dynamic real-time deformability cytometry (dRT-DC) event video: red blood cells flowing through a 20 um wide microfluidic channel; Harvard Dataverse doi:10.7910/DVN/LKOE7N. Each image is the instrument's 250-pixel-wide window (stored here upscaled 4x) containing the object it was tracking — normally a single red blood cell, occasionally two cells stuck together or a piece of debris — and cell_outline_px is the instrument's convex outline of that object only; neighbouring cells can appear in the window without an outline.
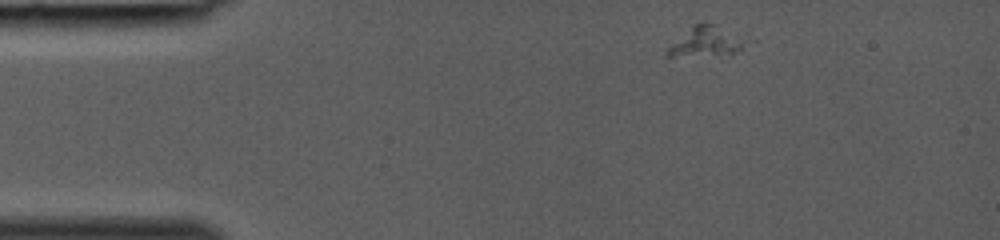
{"species": "common noctule bat (a hibernating species)", "species_latin": "Nyctalus noctula", "temperature_condition": "room temperature", "stored_images_in_passage": 34, "camera_frame_rate_fps": 3000, "um_per_image_px": 0.085, "animal": {"sex": "female", "body_mass_g": 19.0, "forearm_length_mm": 53.3}, "frame": {"image": 1, "passage_image": 1, "time_ms": 0.0, "image_size_px": [1000, 240], "cell_outline_px": [[748, 40], [732, 56], [668, 56], [664, 52], [672, 44], [696, 24], [704, 20], [748, 32]], "centroid_in_image_um": [60.24, 3.49], "position_along_channel_um": 24.8, "area_um2": 14.8}}
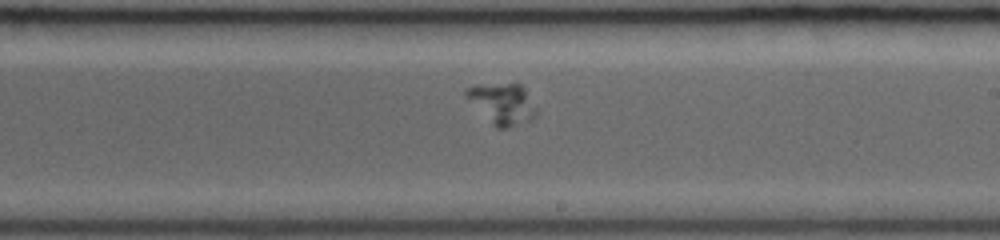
{"frame": {"image": 2, "passage_image": 19, "time_ms": 6.0, "image_size_px": [1000, 240], "cell_outline_px": [[536, 116], [532, 120], [508, 128], [496, 128], [464, 96], [464, 92], [468, 88], [476, 84], [520, 84], [524, 88], [536, 108]], "centroid_in_image_um": [42.69, 8.82], "position_along_channel_um": 246.3, "area_um2": 16.65}}
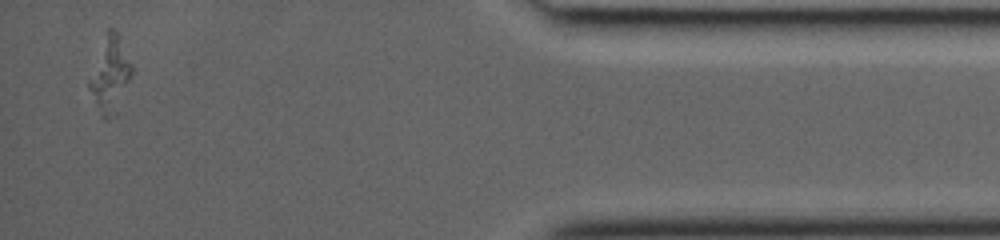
{"frame": {"image": 3, "passage_image": 33, "time_ms": 10.667, "image_size_px": [1000, 240], "cell_outline_px": [[132, 72], [116, 116], [108, 120], [104, 120], [100, 116], [88, 88], [88, 80], [108, 28], [112, 28], [120, 36], [132, 68]], "centroid_in_image_um": [9.34, 6.44], "position_along_channel_um": 425.9, "area_um2": 18.44}}